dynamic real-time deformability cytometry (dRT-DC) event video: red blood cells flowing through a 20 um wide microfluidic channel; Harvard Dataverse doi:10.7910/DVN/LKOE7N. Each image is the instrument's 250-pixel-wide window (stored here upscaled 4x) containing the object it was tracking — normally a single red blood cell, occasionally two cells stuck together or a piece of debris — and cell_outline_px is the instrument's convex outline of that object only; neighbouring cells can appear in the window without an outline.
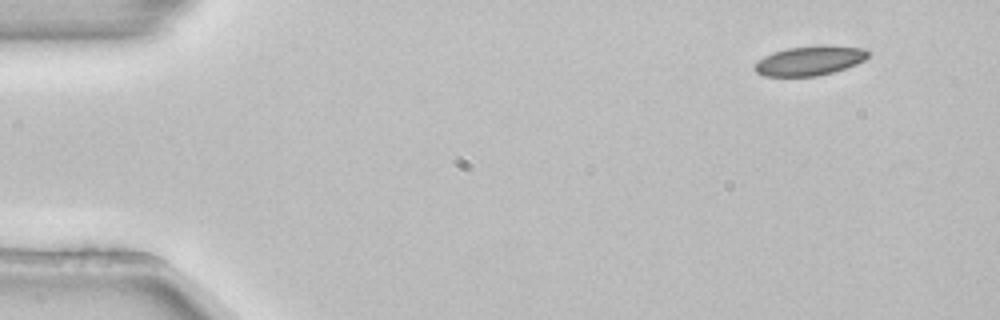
{"species": "common noctule bat (a hibernating species)", "species_latin": "Nyctalus noctula", "temperature_condition": "room temperature", "stored_images_in_passage": 5, "camera_frame_rate_fps": 3000, "um_per_image_px": 0.085, "animal": {"sex": "female", "body_mass_g": 22.7, "forearm_length_mm": 54.2}, "frame": {"image": 1, "passage_image": 1, "time_ms": 0.0, "image_size_px": [1000, 320], "cell_outline_px": [[872, 52], [864, 60], [856, 64], [832, 72], [816, 76], [764, 76], [756, 72], [752, 68], [764, 56], [788, 48], [820, 44], [828, 44], [864, 48]], "centroid_in_image_um": [68.87, 5.13], "position_along_channel_um": 16.1, "area_um2": 19.59}}
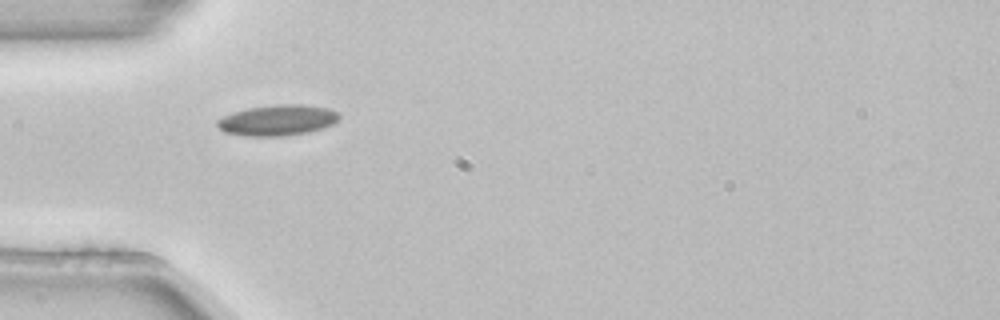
{"frame": {"image": 2, "passage_image": 3, "time_ms": 0.667, "image_size_px": [1000, 320], "cell_outline_px": [[340, 120], [332, 124], [308, 132], [280, 136], [244, 136], [224, 132], [216, 124], [216, 120], [232, 112], [248, 108], [276, 104], [300, 104], [328, 108], [336, 112], [340, 116]], "centroid_in_image_um": [23.56, 10.21], "position_along_channel_um": 61.4, "area_um2": 21.79}}